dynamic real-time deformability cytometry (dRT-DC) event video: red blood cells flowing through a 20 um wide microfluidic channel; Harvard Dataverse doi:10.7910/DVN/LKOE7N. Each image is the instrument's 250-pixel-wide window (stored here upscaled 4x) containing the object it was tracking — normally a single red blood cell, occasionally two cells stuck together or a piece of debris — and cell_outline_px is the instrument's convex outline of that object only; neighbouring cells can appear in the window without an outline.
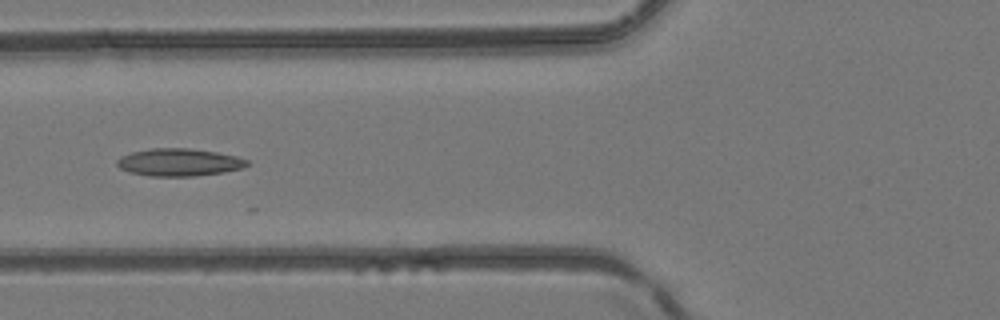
{"species": "common noctule bat (a hibernating species)", "species_latin": "Nyctalus noctula", "temperature_condition": "room temperature", "stored_images_in_passage": 5, "camera_frame_rate_fps": 3000, "um_per_image_px": 0.085, "animal": {"sex": "female", "body_mass_g": 24.6, "forearm_length_mm": 56.2}, "frame": {"image": 1, "passage_image": 5, "time_ms": 1.333, "image_size_px": [1000, 320], "cell_outline_px": [[248, 164], [244, 168], [224, 172], [196, 176], [148, 176], [128, 172], [120, 168], [116, 164], [116, 160], [120, 156], [132, 152], [152, 148], [188, 148], [216, 152], [236, 156], [248, 160]], "centroid_in_image_um": [15.2, 13.8], "position_along_channel_um": 110.6, "area_um2": 20.98}}